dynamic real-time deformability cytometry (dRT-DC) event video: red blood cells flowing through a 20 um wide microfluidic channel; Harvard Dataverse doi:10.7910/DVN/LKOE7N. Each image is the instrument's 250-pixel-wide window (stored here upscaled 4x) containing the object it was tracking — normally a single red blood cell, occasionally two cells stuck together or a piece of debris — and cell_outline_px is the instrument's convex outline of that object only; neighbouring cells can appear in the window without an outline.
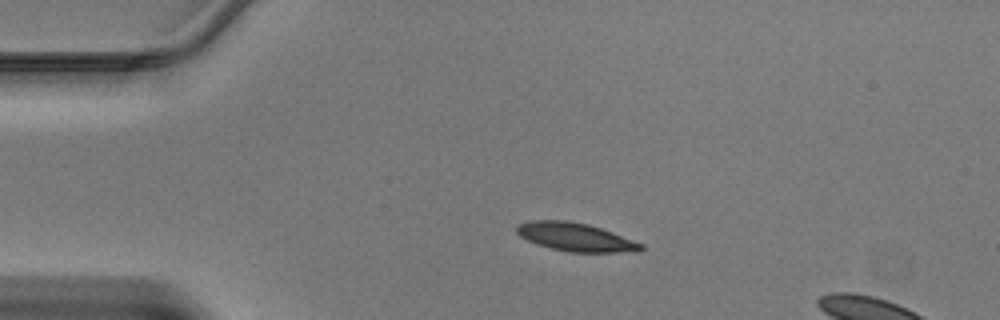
{"species": "Egyptian fruit bat (a non-hibernating species)", "species_latin": "Rousettus aegyptiacus", "temperature_condition": "warm", "stored_images_in_passage": 14, "camera_frame_rate_fps": 3000, "um_per_image_px": 0.085, "animal": {"sex": "male"}, "frame": {"image": 1, "passage_image": 10, "time_ms": 3.0, "image_size_px": [1000, 320], "cell_outline_px": [[644, 248], [640, 252], [568, 252], [536, 244], [520, 236], [516, 232], [516, 224], [528, 220], [568, 220], [588, 224], [612, 232], [644, 244]], "centroid_in_image_um": [48.91, 20.14], "position_along_channel_um": 36.1, "area_um2": 20.69}}